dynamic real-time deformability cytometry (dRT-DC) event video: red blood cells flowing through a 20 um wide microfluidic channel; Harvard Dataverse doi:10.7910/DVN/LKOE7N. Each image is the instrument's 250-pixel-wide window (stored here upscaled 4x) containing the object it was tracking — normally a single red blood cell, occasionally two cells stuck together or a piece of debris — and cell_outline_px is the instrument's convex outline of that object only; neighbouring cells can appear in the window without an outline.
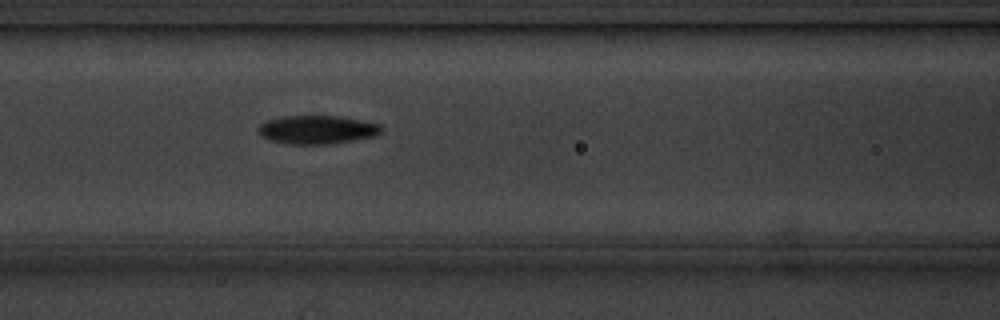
{"species": "common noctule bat (a hibernating species)", "species_latin": "Nyctalus noctula", "temperature_condition": "cold", "stored_images_in_passage": 4, "camera_frame_rate_fps": 3000, "um_per_image_px": 0.085, "animal": {"sex": "male", "body_mass_g": 20.1, "forearm_length_mm": 53.5}, "frame": {"image": 1, "passage_image": 4, "time_ms": 3.333, "image_size_px": [1000, 320], "cell_outline_px": [[384, 128], [376, 136], [328, 144], [288, 144], [272, 140], [260, 136], [256, 128], [260, 124], [268, 120], [284, 116], [336, 116], [360, 120], [380, 124]], "centroid_in_image_um": [26.94, 11.02], "position_along_channel_um": 139.7, "area_um2": 20.35}}